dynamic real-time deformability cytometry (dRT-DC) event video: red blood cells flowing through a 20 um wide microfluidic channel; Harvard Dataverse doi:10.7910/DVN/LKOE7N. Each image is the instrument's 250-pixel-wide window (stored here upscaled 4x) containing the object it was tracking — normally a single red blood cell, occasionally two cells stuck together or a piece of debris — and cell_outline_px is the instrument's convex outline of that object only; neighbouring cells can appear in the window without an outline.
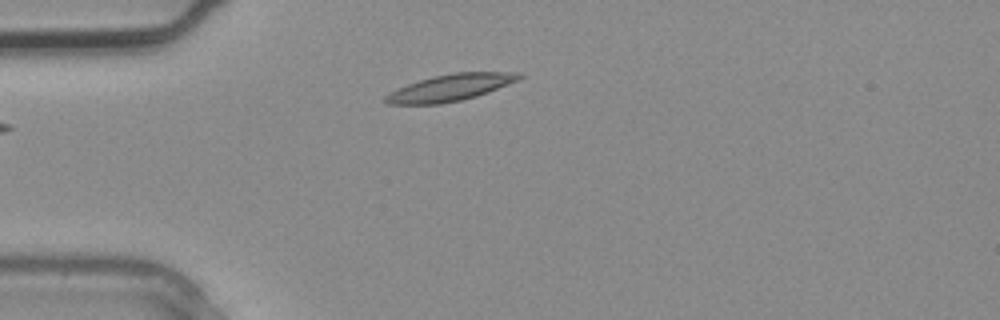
{"species": "common noctule bat (a hibernating species)", "species_latin": "Nyctalus noctula", "temperature_condition": "warm", "stored_images_in_passage": 3, "camera_frame_rate_fps": 3000, "um_per_image_px": 0.085, "animal": {"sex": "male", "body_mass_g": 20.4}, "frame": {"image": 1, "passage_image": 3, "time_ms": 0.667, "image_size_px": [1000, 320], "cell_outline_px": [[524, 76], [520, 80], [488, 92], [476, 96], [460, 100], [440, 104], [384, 104], [380, 100], [384, 96], [396, 88], [432, 76], [452, 72], [520, 72]], "centroid_in_image_um": [38.25, 7.44], "position_along_channel_um": 46.7, "area_um2": 21.04}}